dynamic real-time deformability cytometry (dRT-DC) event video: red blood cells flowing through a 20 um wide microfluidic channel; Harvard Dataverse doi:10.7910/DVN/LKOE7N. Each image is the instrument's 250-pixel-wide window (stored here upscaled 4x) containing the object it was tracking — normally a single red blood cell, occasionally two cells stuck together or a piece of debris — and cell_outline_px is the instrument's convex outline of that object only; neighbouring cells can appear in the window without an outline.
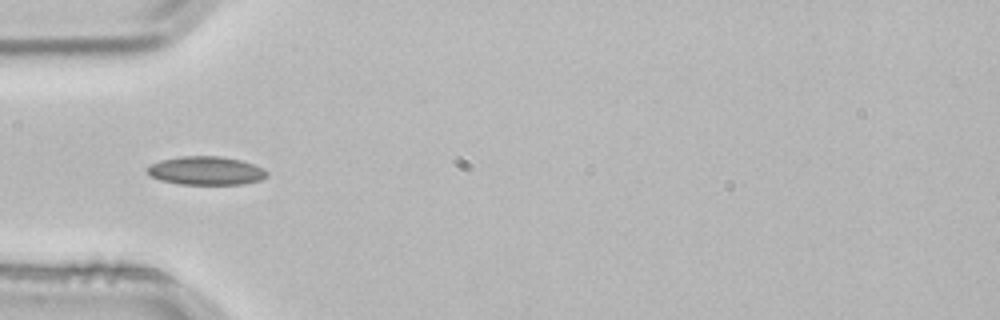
{"species": "common noctule bat (a hibernating species)", "species_latin": "Nyctalus noctula", "temperature_condition": "room temperature", "stored_images_in_passage": 2, "camera_frame_rate_fps": 3000, "um_per_image_px": 0.085, "animal": {"sex": "male", "body_mass_g": 21.5, "forearm_length_mm": 52.0}, "frame": {"image": 1, "passage_image": 2, "time_ms": 0.333, "image_size_px": [1000, 320], "cell_outline_px": [[268, 176], [260, 180], [244, 184], [180, 184], [160, 180], [152, 176], [144, 168], [148, 164], [160, 160], [180, 156], [220, 156], [240, 160], [264, 168], [268, 172]], "centroid_in_image_um": [17.49, 14.5], "position_along_channel_um": 67.5, "area_um2": 20.0}}